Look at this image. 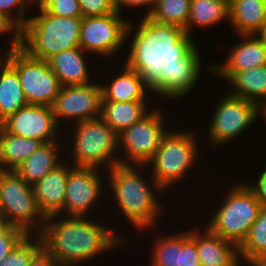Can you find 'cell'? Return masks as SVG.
I'll return each mask as SVG.
<instances>
[{"label":"cell","instance_id":"cell-1","mask_svg":"<svg viewBox=\"0 0 266 266\" xmlns=\"http://www.w3.org/2000/svg\"><path fill=\"white\" fill-rule=\"evenodd\" d=\"M132 39L125 68L110 85L101 86V101H146L147 89L168 99L178 98L193 89L200 65L179 66L162 49L142 48L137 32Z\"/></svg>","mask_w":266,"mask_h":266},{"label":"cell","instance_id":"cell-2","mask_svg":"<svg viewBox=\"0 0 266 266\" xmlns=\"http://www.w3.org/2000/svg\"><path fill=\"white\" fill-rule=\"evenodd\" d=\"M57 217H46L38 235L42 246L59 266H77L124 241L117 233L113 234L110 229L86 220L84 216L51 221Z\"/></svg>","mask_w":266,"mask_h":266},{"label":"cell","instance_id":"cell-3","mask_svg":"<svg viewBox=\"0 0 266 266\" xmlns=\"http://www.w3.org/2000/svg\"><path fill=\"white\" fill-rule=\"evenodd\" d=\"M138 167L145 166L118 164L110 168L111 188L120 209L135 227L153 228L161 211L156 193L162 189L152 179V191L148 182L138 174Z\"/></svg>","mask_w":266,"mask_h":266},{"label":"cell","instance_id":"cell-4","mask_svg":"<svg viewBox=\"0 0 266 266\" xmlns=\"http://www.w3.org/2000/svg\"><path fill=\"white\" fill-rule=\"evenodd\" d=\"M22 29V49L31 57L47 61L62 51L79 47L82 17H61L39 9Z\"/></svg>","mask_w":266,"mask_h":266},{"label":"cell","instance_id":"cell-5","mask_svg":"<svg viewBox=\"0 0 266 266\" xmlns=\"http://www.w3.org/2000/svg\"><path fill=\"white\" fill-rule=\"evenodd\" d=\"M225 196L207 228L239 247L247 238L263 205L247 184L233 186Z\"/></svg>","mask_w":266,"mask_h":266},{"label":"cell","instance_id":"cell-6","mask_svg":"<svg viewBox=\"0 0 266 266\" xmlns=\"http://www.w3.org/2000/svg\"><path fill=\"white\" fill-rule=\"evenodd\" d=\"M0 207L2 217L11 226L20 228L26 234L40 232L45 217L38 208L33 187L15 171L0 170ZM33 226L34 229L31 228Z\"/></svg>","mask_w":266,"mask_h":266},{"label":"cell","instance_id":"cell-7","mask_svg":"<svg viewBox=\"0 0 266 266\" xmlns=\"http://www.w3.org/2000/svg\"><path fill=\"white\" fill-rule=\"evenodd\" d=\"M76 124L72 149L74 167L96 168L105 163L110 169L119 164L120 159L115 155L118 134L108 124L101 118Z\"/></svg>","mask_w":266,"mask_h":266},{"label":"cell","instance_id":"cell-8","mask_svg":"<svg viewBox=\"0 0 266 266\" xmlns=\"http://www.w3.org/2000/svg\"><path fill=\"white\" fill-rule=\"evenodd\" d=\"M195 136L191 132H167L154 156L147 163L153 164L152 178L162 189L182 179L196 160L198 150Z\"/></svg>","mask_w":266,"mask_h":266},{"label":"cell","instance_id":"cell-9","mask_svg":"<svg viewBox=\"0 0 266 266\" xmlns=\"http://www.w3.org/2000/svg\"><path fill=\"white\" fill-rule=\"evenodd\" d=\"M191 0H157L154 11L136 28L142 48L164 50L185 28Z\"/></svg>","mask_w":266,"mask_h":266},{"label":"cell","instance_id":"cell-10","mask_svg":"<svg viewBox=\"0 0 266 266\" xmlns=\"http://www.w3.org/2000/svg\"><path fill=\"white\" fill-rule=\"evenodd\" d=\"M5 58L17 71L27 103L52 107L62 85L48 62L22 48L7 52Z\"/></svg>","mask_w":266,"mask_h":266},{"label":"cell","instance_id":"cell-11","mask_svg":"<svg viewBox=\"0 0 266 266\" xmlns=\"http://www.w3.org/2000/svg\"><path fill=\"white\" fill-rule=\"evenodd\" d=\"M229 19V4L223 0H191L186 28L164 49L179 65H200V55L190 38L193 26L209 27Z\"/></svg>","mask_w":266,"mask_h":266},{"label":"cell","instance_id":"cell-12","mask_svg":"<svg viewBox=\"0 0 266 266\" xmlns=\"http://www.w3.org/2000/svg\"><path fill=\"white\" fill-rule=\"evenodd\" d=\"M163 116L161 111L152 110L118 134V146L121 144L126 152V161L119 157V164L147 165L159 148L162 137L168 132L163 126Z\"/></svg>","mask_w":266,"mask_h":266},{"label":"cell","instance_id":"cell-13","mask_svg":"<svg viewBox=\"0 0 266 266\" xmlns=\"http://www.w3.org/2000/svg\"><path fill=\"white\" fill-rule=\"evenodd\" d=\"M120 14L115 11L102 16L82 17L79 47L87 53L96 52L104 57L113 55L134 29L130 21L121 18Z\"/></svg>","mask_w":266,"mask_h":266},{"label":"cell","instance_id":"cell-14","mask_svg":"<svg viewBox=\"0 0 266 266\" xmlns=\"http://www.w3.org/2000/svg\"><path fill=\"white\" fill-rule=\"evenodd\" d=\"M217 105L209 127V139L214 145L236 138L261 115L258 104L229 93Z\"/></svg>","mask_w":266,"mask_h":266},{"label":"cell","instance_id":"cell-15","mask_svg":"<svg viewBox=\"0 0 266 266\" xmlns=\"http://www.w3.org/2000/svg\"><path fill=\"white\" fill-rule=\"evenodd\" d=\"M102 85H66L62 86L52 109L57 124L63 118H76L75 123L100 118Z\"/></svg>","mask_w":266,"mask_h":266},{"label":"cell","instance_id":"cell-16","mask_svg":"<svg viewBox=\"0 0 266 266\" xmlns=\"http://www.w3.org/2000/svg\"><path fill=\"white\" fill-rule=\"evenodd\" d=\"M0 125L9 133L44 143L56 141L59 128L52 107L33 104L20 108Z\"/></svg>","mask_w":266,"mask_h":266},{"label":"cell","instance_id":"cell-17","mask_svg":"<svg viewBox=\"0 0 266 266\" xmlns=\"http://www.w3.org/2000/svg\"><path fill=\"white\" fill-rule=\"evenodd\" d=\"M97 168L74 167L68 174L64 211L69 216H84L101 194Z\"/></svg>","mask_w":266,"mask_h":266},{"label":"cell","instance_id":"cell-18","mask_svg":"<svg viewBox=\"0 0 266 266\" xmlns=\"http://www.w3.org/2000/svg\"><path fill=\"white\" fill-rule=\"evenodd\" d=\"M73 168L62 162L32 186L38 208L45 218L64 212L66 183Z\"/></svg>","mask_w":266,"mask_h":266},{"label":"cell","instance_id":"cell-19","mask_svg":"<svg viewBox=\"0 0 266 266\" xmlns=\"http://www.w3.org/2000/svg\"><path fill=\"white\" fill-rule=\"evenodd\" d=\"M244 40L236 44L224 64L212 65L211 71L228 80L237 71L266 65V46L257 34L239 35Z\"/></svg>","mask_w":266,"mask_h":266},{"label":"cell","instance_id":"cell-20","mask_svg":"<svg viewBox=\"0 0 266 266\" xmlns=\"http://www.w3.org/2000/svg\"><path fill=\"white\" fill-rule=\"evenodd\" d=\"M190 237L196 242L201 266H240L239 247L221 236L211 232L207 227L200 234L190 231Z\"/></svg>","mask_w":266,"mask_h":266},{"label":"cell","instance_id":"cell-21","mask_svg":"<svg viewBox=\"0 0 266 266\" xmlns=\"http://www.w3.org/2000/svg\"><path fill=\"white\" fill-rule=\"evenodd\" d=\"M83 53L84 51L80 47H75L55 54L47 60L62 86L90 83Z\"/></svg>","mask_w":266,"mask_h":266},{"label":"cell","instance_id":"cell-22","mask_svg":"<svg viewBox=\"0 0 266 266\" xmlns=\"http://www.w3.org/2000/svg\"><path fill=\"white\" fill-rule=\"evenodd\" d=\"M228 20L239 35L258 34L266 23V2L232 0Z\"/></svg>","mask_w":266,"mask_h":266},{"label":"cell","instance_id":"cell-23","mask_svg":"<svg viewBox=\"0 0 266 266\" xmlns=\"http://www.w3.org/2000/svg\"><path fill=\"white\" fill-rule=\"evenodd\" d=\"M43 143L9 133L0 125V170L15 171Z\"/></svg>","mask_w":266,"mask_h":266},{"label":"cell","instance_id":"cell-24","mask_svg":"<svg viewBox=\"0 0 266 266\" xmlns=\"http://www.w3.org/2000/svg\"><path fill=\"white\" fill-rule=\"evenodd\" d=\"M57 144V141L43 143L16 168L15 172L33 186L62 163L57 157L59 148Z\"/></svg>","mask_w":266,"mask_h":266},{"label":"cell","instance_id":"cell-25","mask_svg":"<svg viewBox=\"0 0 266 266\" xmlns=\"http://www.w3.org/2000/svg\"><path fill=\"white\" fill-rule=\"evenodd\" d=\"M145 103V101H101L100 118L119 134L149 113Z\"/></svg>","mask_w":266,"mask_h":266},{"label":"cell","instance_id":"cell-26","mask_svg":"<svg viewBox=\"0 0 266 266\" xmlns=\"http://www.w3.org/2000/svg\"><path fill=\"white\" fill-rule=\"evenodd\" d=\"M228 81L234 87L229 94L266 106V65L237 71Z\"/></svg>","mask_w":266,"mask_h":266},{"label":"cell","instance_id":"cell-27","mask_svg":"<svg viewBox=\"0 0 266 266\" xmlns=\"http://www.w3.org/2000/svg\"><path fill=\"white\" fill-rule=\"evenodd\" d=\"M27 104L17 71L5 60L0 66V124Z\"/></svg>","mask_w":266,"mask_h":266},{"label":"cell","instance_id":"cell-28","mask_svg":"<svg viewBox=\"0 0 266 266\" xmlns=\"http://www.w3.org/2000/svg\"><path fill=\"white\" fill-rule=\"evenodd\" d=\"M239 258L248 263L266 261V207L263 206L247 238L239 246Z\"/></svg>","mask_w":266,"mask_h":266},{"label":"cell","instance_id":"cell-29","mask_svg":"<svg viewBox=\"0 0 266 266\" xmlns=\"http://www.w3.org/2000/svg\"><path fill=\"white\" fill-rule=\"evenodd\" d=\"M151 266H181V234L158 238Z\"/></svg>","mask_w":266,"mask_h":266},{"label":"cell","instance_id":"cell-30","mask_svg":"<svg viewBox=\"0 0 266 266\" xmlns=\"http://www.w3.org/2000/svg\"><path fill=\"white\" fill-rule=\"evenodd\" d=\"M31 235L35 239L31 240ZM41 246L42 242L38 234H26L0 261V266H28L32 256Z\"/></svg>","mask_w":266,"mask_h":266},{"label":"cell","instance_id":"cell-31","mask_svg":"<svg viewBox=\"0 0 266 266\" xmlns=\"http://www.w3.org/2000/svg\"><path fill=\"white\" fill-rule=\"evenodd\" d=\"M25 235L23 230L11 226L5 218H0V261L12 251Z\"/></svg>","mask_w":266,"mask_h":266},{"label":"cell","instance_id":"cell-32","mask_svg":"<svg viewBox=\"0 0 266 266\" xmlns=\"http://www.w3.org/2000/svg\"><path fill=\"white\" fill-rule=\"evenodd\" d=\"M43 9L54 16L83 17L78 0H50Z\"/></svg>","mask_w":266,"mask_h":266},{"label":"cell","instance_id":"cell-33","mask_svg":"<svg viewBox=\"0 0 266 266\" xmlns=\"http://www.w3.org/2000/svg\"><path fill=\"white\" fill-rule=\"evenodd\" d=\"M29 6L28 0H0V13L11 18L21 29H23L29 18H26L25 12ZM17 7V16L12 18L13 9ZM26 10V11H25Z\"/></svg>","mask_w":266,"mask_h":266},{"label":"cell","instance_id":"cell-34","mask_svg":"<svg viewBox=\"0 0 266 266\" xmlns=\"http://www.w3.org/2000/svg\"><path fill=\"white\" fill-rule=\"evenodd\" d=\"M83 17L102 16L114 13L112 0H78Z\"/></svg>","mask_w":266,"mask_h":266},{"label":"cell","instance_id":"cell-35","mask_svg":"<svg viewBox=\"0 0 266 266\" xmlns=\"http://www.w3.org/2000/svg\"><path fill=\"white\" fill-rule=\"evenodd\" d=\"M181 266H201L196 242L190 232L181 233Z\"/></svg>","mask_w":266,"mask_h":266},{"label":"cell","instance_id":"cell-36","mask_svg":"<svg viewBox=\"0 0 266 266\" xmlns=\"http://www.w3.org/2000/svg\"><path fill=\"white\" fill-rule=\"evenodd\" d=\"M14 34L9 52L22 48V29L7 15L0 13V34L11 32Z\"/></svg>","mask_w":266,"mask_h":266},{"label":"cell","instance_id":"cell-37","mask_svg":"<svg viewBox=\"0 0 266 266\" xmlns=\"http://www.w3.org/2000/svg\"><path fill=\"white\" fill-rule=\"evenodd\" d=\"M157 0H112L113 5L115 7L116 12L120 13L122 10L121 7L123 6H130V7H138V6H148L149 10H147V13L141 20V23L154 11L155 5ZM123 5V6H122Z\"/></svg>","mask_w":266,"mask_h":266},{"label":"cell","instance_id":"cell-38","mask_svg":"<svg viewBox=\"0 0 266 266\" xmlns=\"http://www.w3.org/2000/svg\"><path fill=\"white\" fill-rule=\"evenodd\" d=\"M28 266H59L57 260L41 246L32 256Z\"/></svg>","mask_w":266,"mask_h":266},{"label":"cell","instance_id":"cell-39","mask_svg":"<svg viewBox=\"0 0 266 266\" xmlns=\"http://www.w3.org/2000/svg\"><path fill=\"white\" fill-rule=\"evenodd\" d=\"M249 187L255 192L261 204L266 207V169L261 172L255 185H249Z\"/></svg>","mask_w":266,"mask_h":266},{"label":"cell","instance_id":"cell-40","mask_svg":"<svg viewBox=\"0 0 266 266\" xmlns=\"http://www.w3.org/2000/svg\"><path fill=\"white\" fill-rule=\"evenodd\" d=\"M50 0H28V3H29V6L31 4H34V2L36 3L37 2V6L40 8H43ZM33 2V3H32Z\"/></svg>","mask_w":266,"mask_h":266},{"label":"cell","instance_id":"cell-41","mask_svg":"<svg viewBox=\"0 0 266 266\" xmlns=\"http://www.w3.org/2000/svg\"><path fill=\"white\" fill-rule=\"evenodd\" d=\"M257 35L262 39L264 45L266 46V23Z\"/></svg>","mask_w":266,"mask_h":266},{"label":"cell","instance_id":"cell-42","mask_svg":"<svg viewBox=\"0 0 266 266\" xmlns=\"http://www.w3.org/2000/svg\"><path fill=\"white\" fill-rule=\"evenodd\" d=\"M250 266H266V261L249 263Z\"/></svg>","mask_w":266,"mask_h":266},{"label":"cell","instance_id":"cell-43","mask_svg":"<svg viewBox=\"0 0 266 266\" xmlns=\"http://www.w3.org/2000/svg\"><path fill=\"white\" fill-rule=\"evenodd\" d=\"M261 113L264 115L263 117H265V119H266V106H264V107H261Z\"/></svg>","mask_w":266,"mask_h":266},{"label":"cell","instance_id":"cell-44","mask_svg":"<svg viewBox=\"0 0 266 266\" xmlns=\"http://www.w3.org/2000/svg\"><path fill=\"white\" fill-rule=\"evenodd\" d=\"M1 53H0V66L3 64V62L6 60V58H4V60L1 58Z\"/></svg>","mask_w":266,"mask_h":266},{"label":"cell","instance_id":"cell-45","mask_svg":"<svg viewBox=\"0 0 266 266\" xmlns=\"http://www.w3.org/2000/svg\"><path fill=\"white\" fill-rule=\"evenodd\" d=\"M225 1L227 4H230L232 2V0H223Z\"/></svg>","mask_w":266,"mask_h":266},{"label":"cell","instance_id":"cell-46","mask_svg":"<svg viewBox=\"0 0 266 266\" xmlns=\"http://www.w3.org/2000/svg\"><path fill=\"white\" fill-rule=\"evenodd\" d=\"M2 217V211H1V207H0V218Z\"/></svg>","mask_w":266,"mask_h":266}]
</instances>
